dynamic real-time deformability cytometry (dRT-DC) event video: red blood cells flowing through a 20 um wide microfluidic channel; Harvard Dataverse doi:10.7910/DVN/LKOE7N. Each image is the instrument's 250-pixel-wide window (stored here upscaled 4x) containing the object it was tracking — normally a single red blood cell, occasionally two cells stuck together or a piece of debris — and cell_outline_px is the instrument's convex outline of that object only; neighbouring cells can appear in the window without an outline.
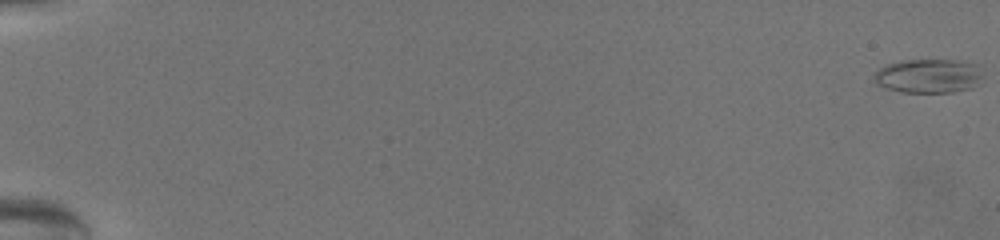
{"species": "common noctule bat (a hibernating species)", "species_latin": "Nyctalus noctula", "temperature_condition": "warm", "stored_images_in_passage": 67, "camera_frame_rate_fps": 3000, "um_per_image_px": 0.085, "animal": {"sex": "female", "body_mass_g": 19.5, "forearm_length_mm": 54.1}, "frame": {"image": 1, "passage_image": 1, "time_ms": 0.0, "image_size_px": [1000, 240], "cell_outline_px": [[984, 76], [972, 88], [952, 92], [900, 92], [876, 84], [876, 72], [880, 68], [888, 64], [900, 60], [960, 60], [980, 64]], "centroid_in_image_um": [79.01, 6.44], "position_along_channel_um": 6.0, "area_um2": 21.73}}
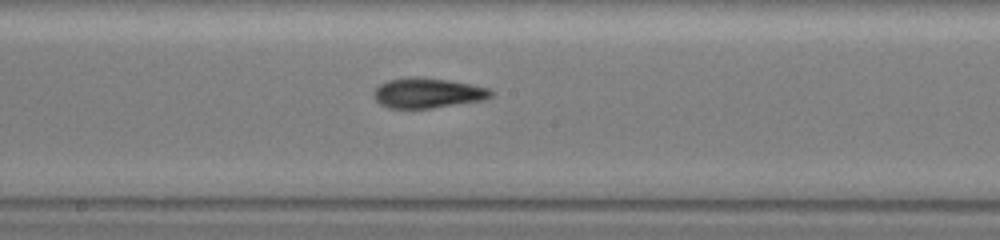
{"frame": {"image": 2, "passage_image": 42, "time_ms": 13.667, "image_size_px": [1000, 240], "cell_outline_px": [[492, 96], [484, 100], [432, 108], [388, 108], [380, 104], [376, 100], [372, 92], [380, 84], [388, 80], [412, 76], [416, 76], [448, 80], [488, 88], [492, 92]], "centroid_in_image_um": [36.31, 7.9], "position_along_channel_um": 211.9, "area_um2": 20.46}}
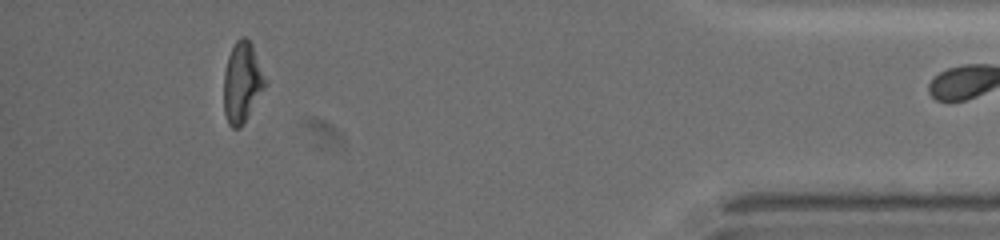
{"frame": {"image": 3, "passage_image": 66, "time_ms": 21.667, "image_size_px": [1000, 240], "cell_outline_px": [[264, 88], [240, 128], [232, 128], [228, 124], [224, 112], [224, 72], [228, 56], [236, 40], [240, 36], [244, 36], [252, 44], [264, 80]], "centroid_in_image_um": [20.53, 7.0], "position_along_channel_um": 414.7, "area_um2": 18.73}}